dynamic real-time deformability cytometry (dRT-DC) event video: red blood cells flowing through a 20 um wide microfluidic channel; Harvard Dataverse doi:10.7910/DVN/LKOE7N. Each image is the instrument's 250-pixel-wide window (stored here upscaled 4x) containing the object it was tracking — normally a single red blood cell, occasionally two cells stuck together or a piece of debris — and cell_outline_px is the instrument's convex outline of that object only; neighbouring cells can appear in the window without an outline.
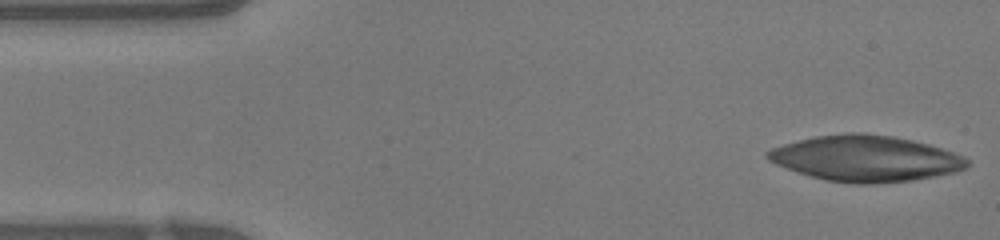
{"species": "human", "species_latin": "Homo sapiens", "temperature_condition": "warm", "stored_images_in_passage": 47, "camera_frame_rate_fps": 3000, "um_per_image_px": 0.085, "donor": {"sex": "female"}, "frame": {"image": 1, "passage_image": 1, "time_ms": 0.0, "image_size_px": [1000, 240], "cell_outline_px": [[968, 164], [964, 168], [956, 172], [936, 176], [912, 180], [872, 184], [856, 184], [824, 180], [796, 172], [776, 164], [768, 160], [764, 156], [764, 152], [772, 148], [784, 144], [816, 136], [852, 132], [860, 132], [892, 136], [912, 140], [928, 144], [964, 156], [968, 160]], "centroid_in_image_um": [73.55, 13.47], "position_along_channel_um": 11.5, "area_um2": 53.29}}
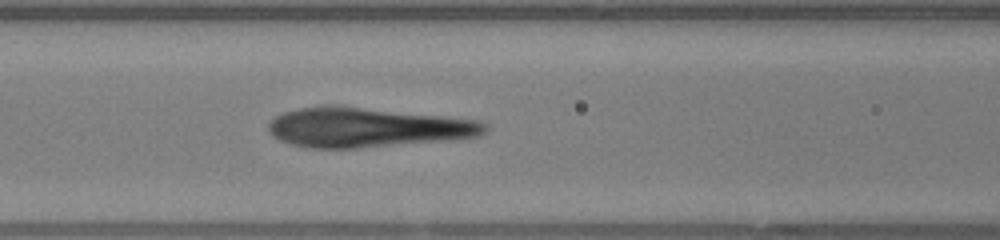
{"frame": {"image": 2, "passage_image": 18, "time_ms": 5.667, "image_size_px": [1000, 240], "cell_outline_px": [[488, 132], [480, 136], [448, 140], [356, 148], [304, 148], [280, 140], [272, 136], [268, 132], [268, 124], [276, 116], [284, 112], [300, 108], [360, 108], [480, 120], [488, 128]], "centroid_in_image_um": [31.22, 10.87], "position_along_channel_um": 135.4, "area_um2": 48.73}}
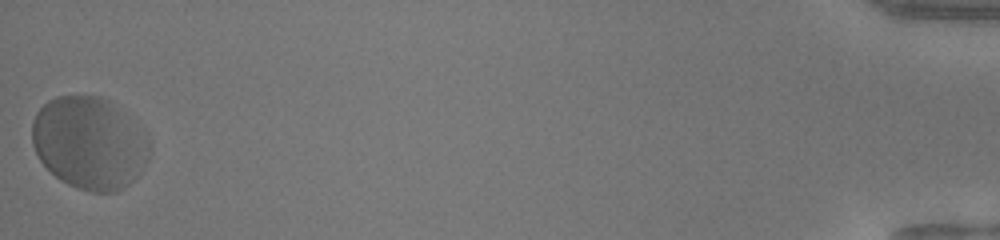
{"frame": {"image": 3, "passage_image": 47, "time_ms": 15.333, "image_size_px": [1000, 240], "cell_outline_px": [[152, 152], [140, 172], [128, 184], [116, 192], [92, 192], [76, 188], [60, 180], [40, 160], [32, 144], [32, 120], [36, 112], [48, 100], [56, 96], [104, 96], [148, 132], [152, 140]], "centroid_in_image_um": [7.64, 12.14], "position_along_channel_um": 427.6, "area_um2": 63.98}}